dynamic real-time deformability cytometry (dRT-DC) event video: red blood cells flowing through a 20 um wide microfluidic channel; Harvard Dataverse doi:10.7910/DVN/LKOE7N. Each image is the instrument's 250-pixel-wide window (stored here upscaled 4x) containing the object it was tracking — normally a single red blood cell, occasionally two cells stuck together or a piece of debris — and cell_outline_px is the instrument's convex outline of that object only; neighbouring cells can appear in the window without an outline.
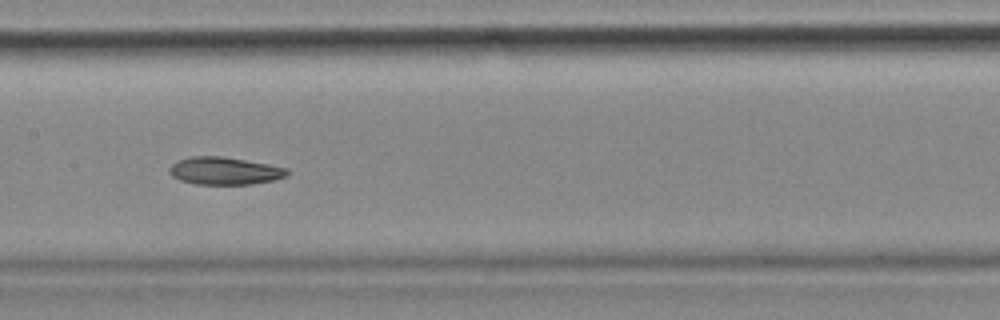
{"species": "common noctule bat (a hibernating species)", "species_latin": "Nyctalus noctula", "temperature_condition": "cold", "stored_images_in_passage": 42, "camera_frame_rate_fps": 3000, "um_per_image_px": 0.085, "animal": {"sex": "female", "body_mass_g": 18.4}, "frame": {"image": 1, "passage_image": 13, "time_ms": 4.0, "image_size_px": [1000, 320], "cell_outline_px": [[288, 176], [272, 180], [252, 184], [196, 184], [180, 180], [172, 176], [168, 172], [168, 168], [176, 160], [192, 156], [220, 156], [268, 164], [288, 168]], "centroid_in_image_um": [19.06, 14.52], "position_along_channel_um": 188.3, "area_um2": 18.9}}